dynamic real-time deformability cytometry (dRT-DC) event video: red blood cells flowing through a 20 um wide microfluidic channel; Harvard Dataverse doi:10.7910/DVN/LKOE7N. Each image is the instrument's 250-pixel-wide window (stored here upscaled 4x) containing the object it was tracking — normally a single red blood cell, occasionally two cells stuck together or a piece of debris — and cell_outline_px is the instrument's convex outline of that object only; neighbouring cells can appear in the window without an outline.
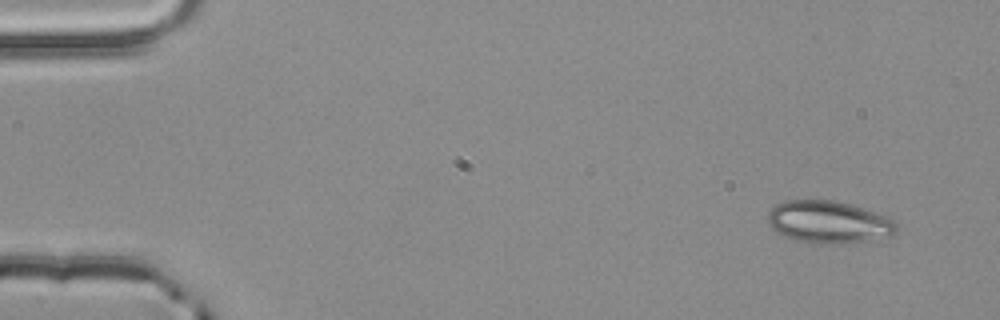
{"species": "common noctule bat (a hibernating species)", "species_latin": "Nyctalus noctula", "temperature_condition": "room temperature", "stored_images_in_passage": 3, "segment_of_instrument_passage": [2, 2], "camera_frame_rate_fps": 3000, "um_per_image_px": 0.085, "animal": {"sex": "male", "body_mass_g": 20.4}, "frame": {"image": 1, "passage_image": 3, "time_ms": 0.667, "image_size_px": [1000, 320], "cell_outline_px": [[896, 232], [892, 236], [872, 240], [828, 244], [820, 244], [796, 240], [784, 236], [776, 232], [768, 224], [768, 212], [776, 204], [784, 200], [832, 200], [852, 204], [888, 216], [896, 224]], "centroid_in_image_um": [70.43, 18.87], "position_along_channel_um": 14.6, "area_um2": 31.91}}